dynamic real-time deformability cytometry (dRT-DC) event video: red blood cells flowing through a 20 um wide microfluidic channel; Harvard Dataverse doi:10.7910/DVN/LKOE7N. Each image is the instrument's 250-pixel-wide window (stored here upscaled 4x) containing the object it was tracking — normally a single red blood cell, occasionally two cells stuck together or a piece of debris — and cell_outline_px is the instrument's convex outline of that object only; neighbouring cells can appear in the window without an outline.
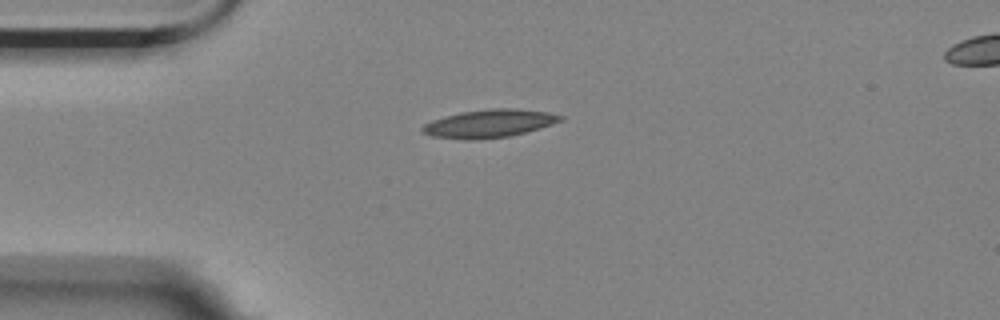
{"species": "Egyptian fruit bat (a non-hibernating species)", "species_latin": "Rousettus aegyptiacus", "temperature_condition": "room temperature", "stored_images_in_passage": 5, "camera_frame_rate_fps": 3000, "um_per_image_px": 0.085, "animal": {"sex": "female"}, "frame": {"image": 1, "passage_image": 1, "time_ms": 0.0, "image_size_px": [1000, 320], "cell_outline_px": [[564, 120], [540, 128], [508, 136], [472, 140], [468, 140], [432, 136], [420, 132], [420, 128], [424, 124], [432, 120], [444, 116], [460, 112], [492, 108], [516, 108], [548, 112], [564, 116]], "centroid_in_image_um": [41.56, 10.49], "position_along_channel_um": 43.4, "area_um2": 22.6}}
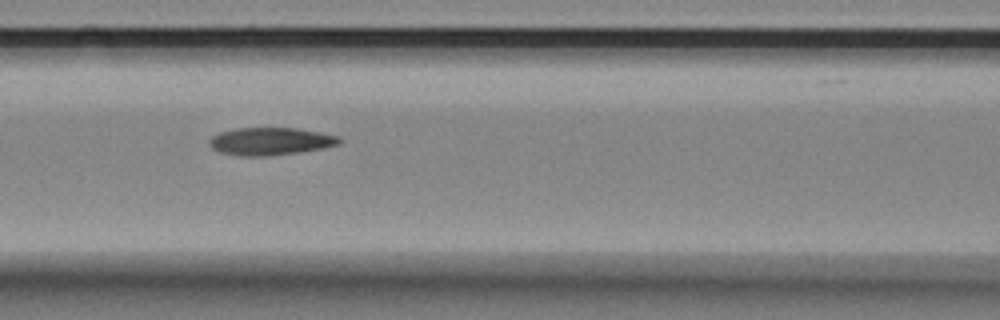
{"frame": {"image": 2, "passage_image": 4, "time_ms": 1.0, "image_size_px": [1000, 320], "cell_outline_px": [[344, 140], [340, 144], [324, 148], [300, 152], [268, 156], [240, 156], [220, 152], [212, 148], [208, 144], [208, 140], [212, 136], [220, 132], [236, 128], [296, 128], [340, 136]], "centroid_in_image_um": [23.01, 12.01], "position_along_channel_um": 143.6, "area_um2": 21.1}}
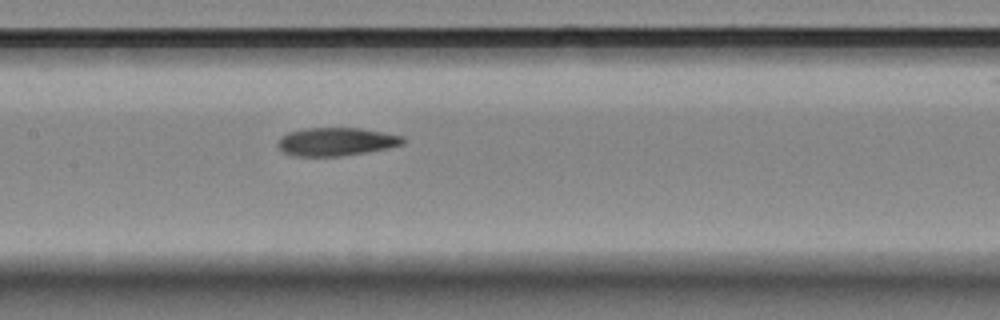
{"frame": {"image": 3, "passage_image": 5, "time_ms": 1.333, "image_size_px": [1000, 320], "cell_outline_px": [[404, 144], [388, 148], [368, 152], [340, 156], [296, 156], [284, 152], [276, 144], [280, 136], [288, 132], [308, 128], [360, 128], [404, 136]], "centroid_in_image_um": [28.58, 12.04], "position_along_channel_um": 178.8, "area_um2": 20.58}}